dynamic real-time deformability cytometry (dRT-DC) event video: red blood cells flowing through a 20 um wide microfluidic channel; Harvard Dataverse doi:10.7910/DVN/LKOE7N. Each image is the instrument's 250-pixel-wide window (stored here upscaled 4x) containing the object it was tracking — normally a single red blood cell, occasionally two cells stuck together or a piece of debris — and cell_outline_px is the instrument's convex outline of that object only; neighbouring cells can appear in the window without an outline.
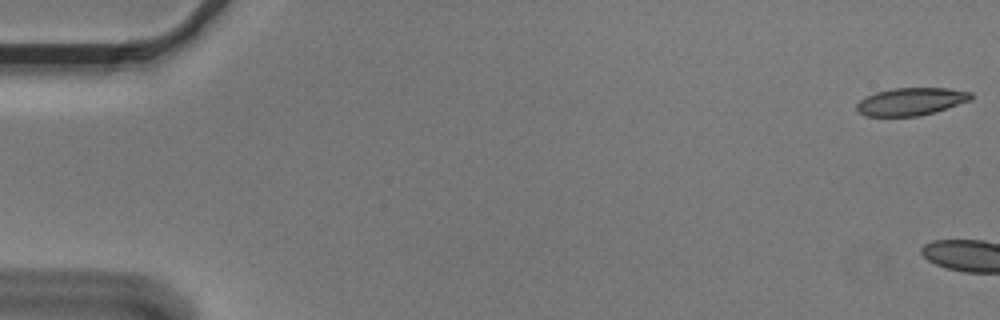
{"species": "Egyptian fruit bat (a non-hibernating species)", "species_latin": "Rousettus aegyptiacus", "temperature_condition": "cold", "stored_images_in_passage": 4, "camera_frame_rate_fps": 3000, "um_per_image_px": 0.085, "animal": {"sex": "male"}, "frame": {"image": 1, "passage_image": 1, "time_ms": 0.0, "image_size_px": [1000, 320], "cell_outline_px": [[972, 100], [936, 112], [920, 116], [864, 116], [856, 112], [856, 104], [860, 100], [876, 92], [892, 88], [948, 88], [972, 92]], "centroid_in_image_um": [77.44, 8.64], "position_along_channel_um": 7.6, "area_um2": 18.61}}